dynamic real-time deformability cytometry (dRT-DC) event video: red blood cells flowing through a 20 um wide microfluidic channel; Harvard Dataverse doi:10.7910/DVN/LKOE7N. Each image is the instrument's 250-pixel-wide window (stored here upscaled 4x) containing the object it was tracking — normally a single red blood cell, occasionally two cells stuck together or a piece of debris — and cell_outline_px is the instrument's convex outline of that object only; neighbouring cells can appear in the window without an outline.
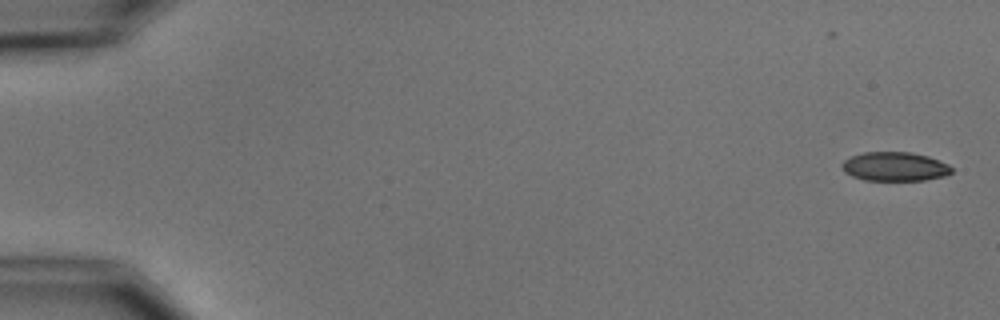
{"species": "common noctule bat (a hibernating species)", "species_latin": "Nyctalus noctula", "temperature_condition": "cold", "stored_images_in_passage": 5, "camera_frame_rate_fps": 3000, "um_per_image_px": 0.085, "animal": {"sex": "male", "body_mass_g": 15.6}, "frame": {"image": 1, "passage_image": 1, "time_ms": 0.0, "image_size_px": [1000, 320], "cell_outline_px": [[952, 172], [948, 176], [924, 180], [864, 180], [852, 176], [844, 172], [840, 164], [844, 160], [852, 156], [864, 152], [912, 152], [928, 156], [948, 164], [952, 168]], "centroid_in_image_um": [76.06, 14.16], "position_along_channel_um": 8.9, "area_um2": 18.67}}
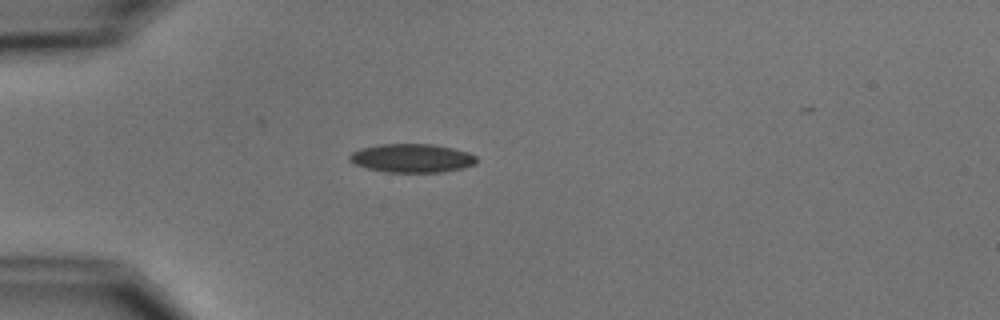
{"frame": {"image": 2, "passage_image": 4, "time_ms": 4.667, "image_size_px": [1000, 320], "cell_outline_px": [[476, 164], [464, 168], [440, 172], [384, 172], [364, 168], [352, 164], [348, 160], [348, 156], [352, 152], [360, 148], [380, 144], [432, 144], [452, 148], [468, 152], [476, 156]], "centroid_in_image_um": [34.96, 13.45], "position_along_channel_um": 50.0, "area_um2": 21.44}}